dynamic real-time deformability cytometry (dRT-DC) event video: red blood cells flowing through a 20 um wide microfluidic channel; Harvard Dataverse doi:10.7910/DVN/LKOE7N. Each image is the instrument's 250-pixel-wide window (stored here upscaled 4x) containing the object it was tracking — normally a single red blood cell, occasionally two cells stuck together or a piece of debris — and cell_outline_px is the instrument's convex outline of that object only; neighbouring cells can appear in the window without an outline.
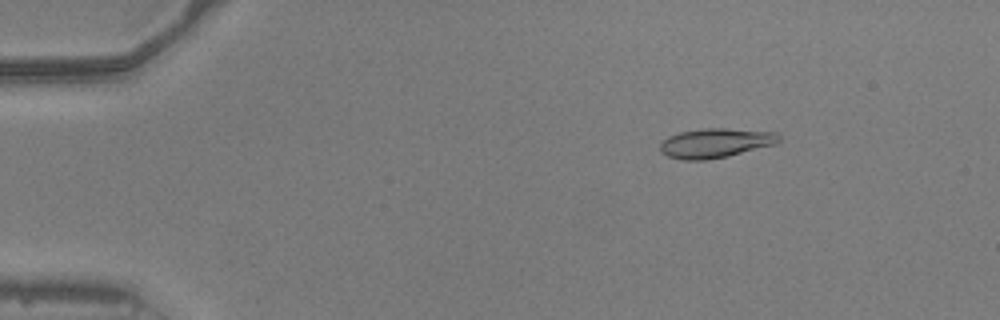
{"species": "common noctule bat (a hibernating species)", "species_latin": "Nyctalus noctula", "temperature_condition": "warm", "stored_images_in_passage": 47, "camera_frame_rate_fps": 3000, "um_per_image_px": 0.085, "animal": {"sex": "male", "body_mass_g": 20.5, "forearm_length_mm": 52.5}, "frame": {"image": 1, "passage_image": 2, "time_ms": 0.333, "image_size_px": [1000, 320], "cell_outline_px": [[780, 140], [776, 144], [728, 156], [708, 160], [684, 160], [668, 156], [660, 152], [660, 144], [668, 136], [680, 132], [704, 128], [724, 128], [776, 132], [780, 136]], "centroid_in_image_um": [60.81, 12.16], "position_along_channel_um": 24.2, "area_um2": 20.4}}
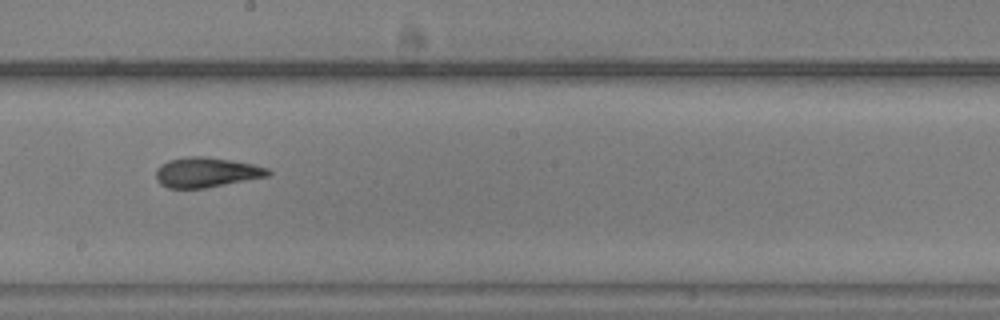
{"frame": {"image": 2, "passage_image": 24, "time_ms": 7.667, "image_size_px": [1000, 320], "cell_outline_px": [[272, 172], [268, 176], [204, 188], [168, 188], [160, 184], [156, 180], [156, 168], [160, 164], [168, 160], [188, 156], [208, 156], [232, 160], [252, 164], [268, 168]], "centroid_in_image_um": [17.51, 14.64], "position_along_channel_um": 230.7, "area_um2": 19.65}}
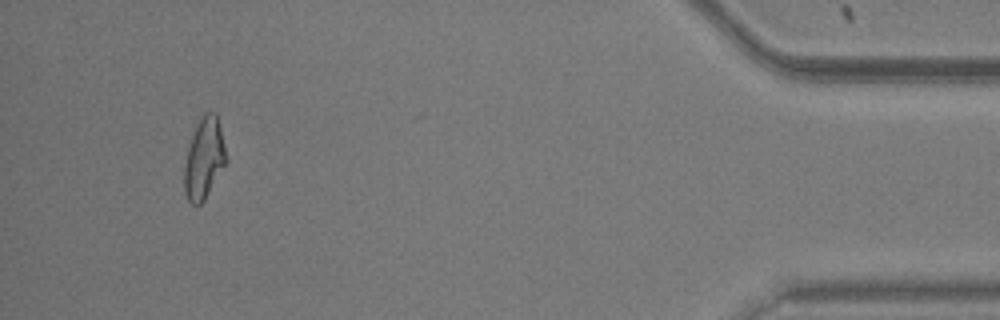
{"frame": {"image": 3, "passage_image": 43, "time_ms": 14.0, "image_size_px": [1000, 320], "cell_outline_px": [[228, 160], [204, 200], [200, 204], [192, 204], [188, 200], [184, 192], [184, 168], [188, 148], [192, 136], [200, 116], [204, 112], [216, 112]], "centroid_in_image_um": [17.35, 13.46], "position_along_channel_um": 417.9, "area_um2": 19.59}}